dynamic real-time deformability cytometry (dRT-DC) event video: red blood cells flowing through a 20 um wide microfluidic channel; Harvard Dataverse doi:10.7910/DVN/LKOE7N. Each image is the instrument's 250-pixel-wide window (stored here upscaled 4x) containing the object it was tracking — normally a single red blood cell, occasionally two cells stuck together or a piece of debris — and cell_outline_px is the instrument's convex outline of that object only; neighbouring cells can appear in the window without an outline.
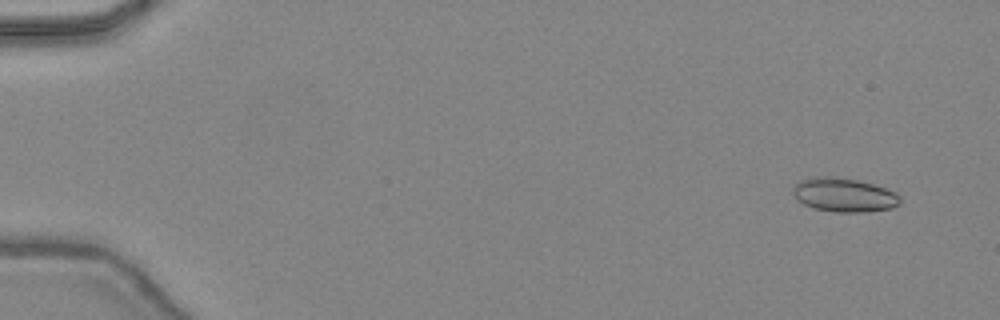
{"species": "common noctule bat (a hibernating species)", "species_latin": "Nyctalus noctula", "temperature_condition": "warm", "stored_images_in_passage": 47, "camera_frame_rate_fps": 3000, "um_per_image_px": 0.085, "animal": {"sex": "female", "body_mass_g": 24.6, "forearm_length_mm": 56.2}, "frame": {"image": 1, "passage_image": 4, "time_ms": 1.0, "image_size_px": [1000, 320], "cell_outline_px": [[900, 204], [892, 208], [864, 212], [836, 212], [812, 208], [796, 200], [792, 192], [792, 188], [800, 180], [816, 176], [832, 176], [856, 180], [872, 184], [896, 192], [900, 196]], "centroid_in_image_um": [71.71, 16.57], "position_along_channel_um": 13.3, "area_um2": 21.27}}
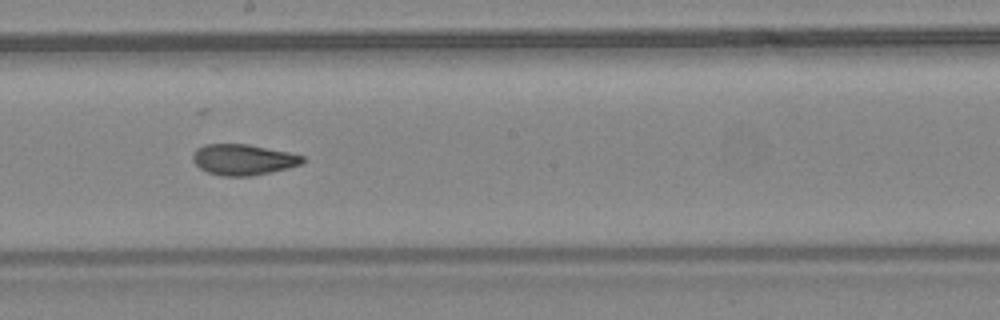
{"frame": {"image": 2, "passage_image": 28, "time_ms": 9.0, "image_size_px": [1000, 320], "cell_outline_px": [[304, 160], [300, 164], [288, 168], [252, 176], [220, 176], [208, 172], [200, 168], [192, 160], [192, 156], [196, 148], [204, 144], [248, 144], [288, 152], [304, 156]], "centroid_in_image_um": [20.64, 13.56], "position_along_channel_um": 227.6, "area_um2": 19.71}}
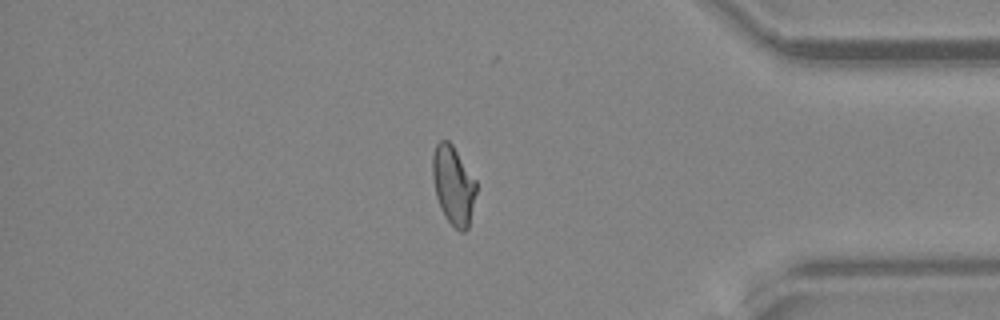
{"frame": {"image": 3, "passage_image": 41, "time_ms": 13.333, "image_size_px": [1000, 320], "cell_outline_px": [[476, 192], [468, 228], [464, 232], [460, 232], [444, 216], [440, 208], [436, 196], [432, 180], [432, 156], [436, 144], [440, 140], [448, 140], [452, 144], [476, 180]], "centroid_in_image_um": [38.52, 15.73], "position_along_channel_um": 396.7, "area_um2": 20.06}, "authors_computed_cell_mechanics": {"area_um2": 20.23, "velocity_mm_per_s": 4.4908, "shape_relaxation_time_tau1_ms": null, "shape_relaxation_time_tau2_ms": 1.9457, "deformation_change_tau1": null, "deformation_change_tau2": 0.0922}}